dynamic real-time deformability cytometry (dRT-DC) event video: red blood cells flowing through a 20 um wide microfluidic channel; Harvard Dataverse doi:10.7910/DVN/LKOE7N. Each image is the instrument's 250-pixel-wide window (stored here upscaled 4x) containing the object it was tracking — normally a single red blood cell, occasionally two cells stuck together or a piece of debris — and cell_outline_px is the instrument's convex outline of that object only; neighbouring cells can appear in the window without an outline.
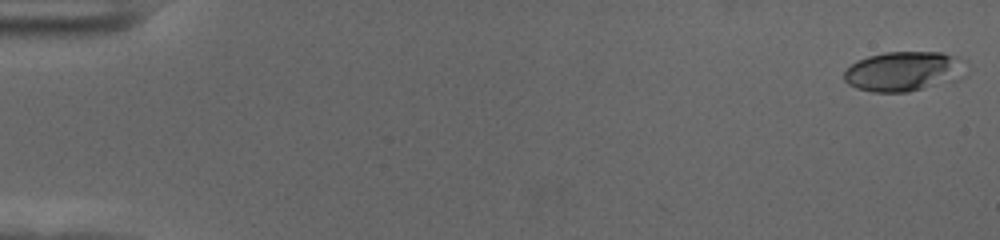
{"species": "human", "species_latin": "Homo sapiens", "temperature_condition": "cold", "stored_images_in_passage": 57, "camera_frame_rate_fps": 3000, "um_per_image_px": 0.085, "donor": {"sex": "female"}, "frame": {"image": 1, "passage_image": 1, "time_ms": 0.0, "image_size_px": [1000, 240], "cell_outline_px": [[956, 80], [908, 92], [872, 92], [856, 88], [848, 84], [844, 80], [844, 72], [856, 60], [868, 56], [884, 52], [940, 52], [956, 56]], "centroid_in_image_um": [76.61, 6.07], "position_along_channel_um": 8.4, "area_um2": 27.22}}
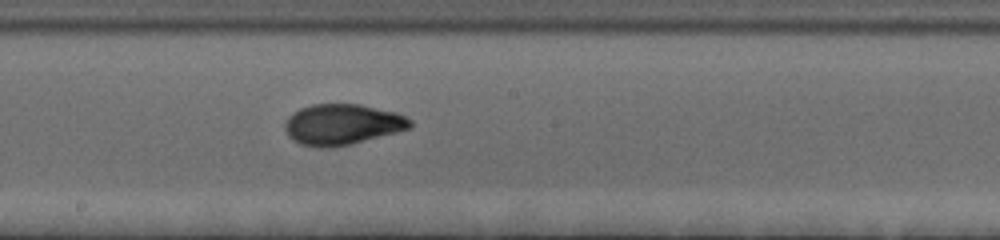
{"frame": {"image": 2, "passage_image": 32, "time_ms": 10.333, "image_size_px": [1000, 240], "cell_outline_px": [[412, 128], [352, 144], [332, 148], [316, 148], [300, 144], [292, 140], [288, 136], [284, 128], [284, 124], [288, 116], [292, 112], [300, 108], [312, 104], [360, 104], [396, 112], [412, 120]], "centroid_in_image_um": [29.07, 10.59], "position_along_channel_um": 219.1, "area_um2": 30.17}}
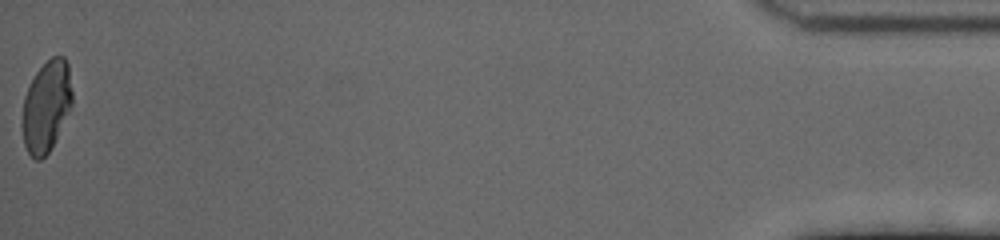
{"frame": {"image": 3, "passage_image": 57, "time_ms": 18.667, "image_size_px": [1000, 240], "cell_outline_px": [[72, 104], [48, 152], [40, 160], [36, 160], [28, 152], [24, 144], [20, 124], [24, 96], [36, 72], [52, 56], [64, 56], [68, 64], [72, 92]], "centroid_in_image_um": [3.91, 9.02], "position_along_channel_um": 431.3, "area_um2": 26.3}, "authors_computed_cell_mechanics": {"area_um2": 28.2064, "velocity_mm_per_s": 3.6168, "shape_relaxation_time_tau1_ms": 4.8619, "shape_relaxation_time_tau2_ms": 1.2013, "deformation_change_tau1": 0.1957, "deformation_change_tau2": 0.0481}}